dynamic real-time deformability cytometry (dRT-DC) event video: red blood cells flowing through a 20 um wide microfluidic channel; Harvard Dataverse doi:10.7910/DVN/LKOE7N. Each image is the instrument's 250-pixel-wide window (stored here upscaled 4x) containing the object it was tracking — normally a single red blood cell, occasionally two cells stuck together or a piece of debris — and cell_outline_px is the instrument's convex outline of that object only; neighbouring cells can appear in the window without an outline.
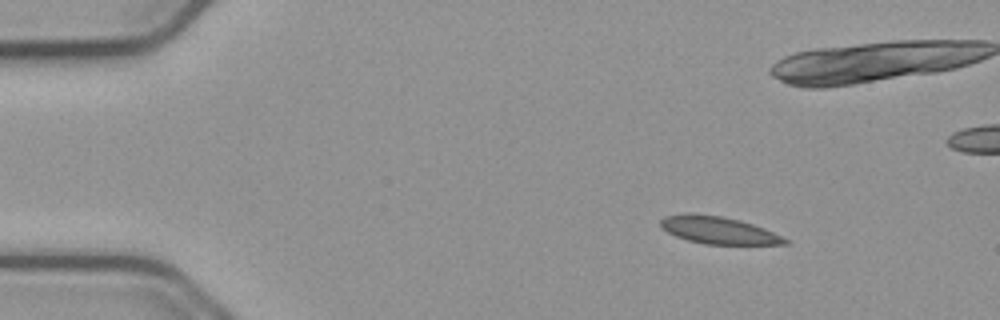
{"species": "common noctule bat (a hibernating species)", "species_latin": "Nyctalus noctula", "temperature_condition": "cold", "stored_images_in_passage": 49, "camera_frame_rate_fps": 3000, "um_per_image_px": 0.085, "animal": {"sex": "male", "body_mass_g": 23.1, "forearm_length_mm": 52.7}, "frame": {"image": 1, "passage_image": 1, "time_ms": 0.0, "image_size_px": [1000, 320], "cell_outline_px": [[792, 244], [704, 244], [688, 240], [676, 236], [668, 232], [660, 224], [660, 220], [664, 216], [688, 212], [692, 212], [720, 216], [740, 220], [764, 228], [788, 240]], "centroid_in_image_um": [61.04, 19.55], "position_along_channel_um": 24.0, "area_um2": 19.71}}
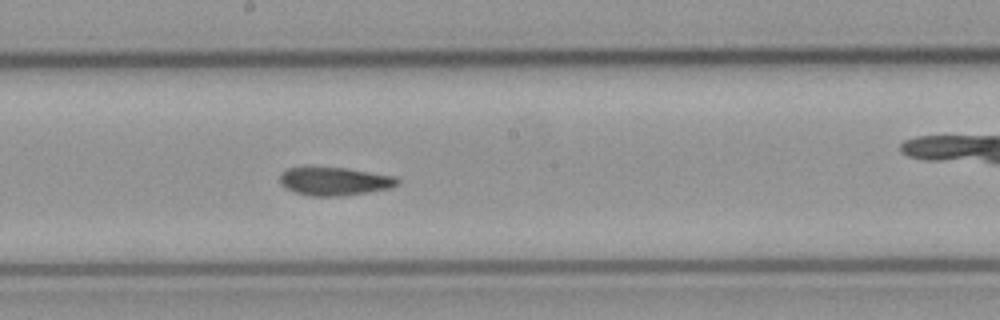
{"frame": {"image": 2, "passage_image": 23, "time_ms": 7.333, "image_size_px": [1000, 320], "cell_outline_px": [[400, 184], [388, 188], [368, 192], [340, 196], [308, 196], [296, 192], [280, 184], [280, 176], [288, 168], [344, 168], [396, 176], [400, 180]], "centroid_in_image_um": [28.48, 15.42], "position_along_channel_um": 219.7, "area_um2": 19.02}}
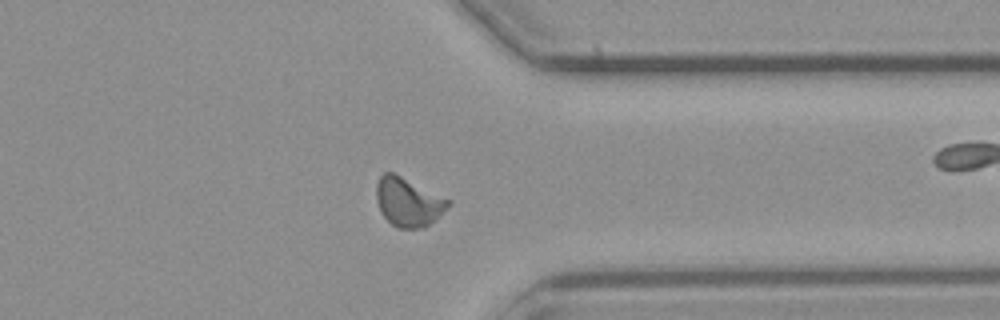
{"frame": {"image": 3, "passage_image": 36, "time_ms": 11.667, "image_size_px": [1000, 320], "cell_outline_px": [[452, 204], [436, 220], [424, 228], [396, 228], [380, 212], [376, 196], [376, 184], [380, 176], [384, 172], [392, 172], [452, 200]], "centroid_in_image_um": [34.73, 17.18], "position_along_channel_um": 376.7, "area_um2": 20.58}, "authors_computed_cell_mechanics": {"area_um2": 19.7098, "velocity_mm_per_s": 3.73, "shape_relaxation_time_tau1_ms": null, "shape_relaxation_time_tau2_ms": 3.2012, "deformation_change_tau1": null, "deformation_change_tau2": 0.064}}